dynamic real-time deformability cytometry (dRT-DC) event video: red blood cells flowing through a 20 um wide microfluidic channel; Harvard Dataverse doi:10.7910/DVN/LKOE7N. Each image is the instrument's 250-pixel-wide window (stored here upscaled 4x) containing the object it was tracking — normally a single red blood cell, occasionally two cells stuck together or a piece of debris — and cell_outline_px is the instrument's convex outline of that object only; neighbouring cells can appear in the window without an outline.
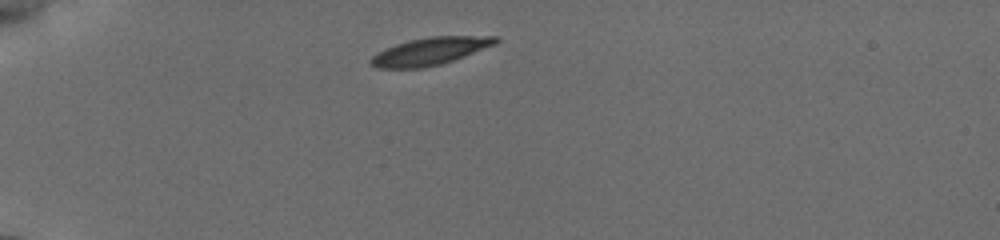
{"species": "common noctule bat (a hibernating species)", "species_latin": "Nyctalus noctula", "temperature_condition": "cold", "stored_images_in_passage": 6, "camera_frame_rate_fps": 3000, "um_per_image_px": 0.085, "animal": {"sex": "female", "body_mass_g": 19.5, "forearm_length_mm": 54.1}, "frame": {"image": 1, "passage_image": 1, "time_ms": 0.0, "image_size_px": [1000, 240], "cell_outline_px": [[500, 40], [496, 44], [464, 56], [440, 64], [424, 68], [376, 68], [368, 64], [368, 60], [376, 52], [384, 48], [408, 40], [428, 36], [500, 36]], "centroid_in_image_um": [36.51, 4.35], "position_along_channel_um": 48.5, "area_um2": 20.23}}
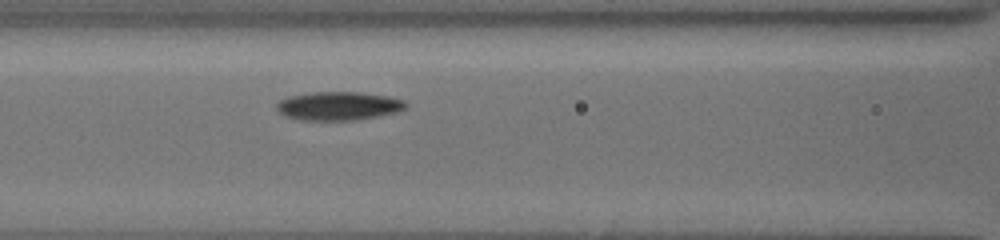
{"frame": {"image": 2, "passage_image": 4, "time_ms": 3.333, "image_size_px": [1000, 240], "cell_outline_px": [[408, 108], [396, 112], [356, 120], [300, 120], [284, 116], [276, 108], [276, 104], [280, 100], [288, 96], [312, 92], [360, 92], [388, 96], [404, 100], [408, 104]], "centroid_in_image_um": [28.78, 9.0], "position_along_channel_um": 137.8, "area_um2": 21.62}}
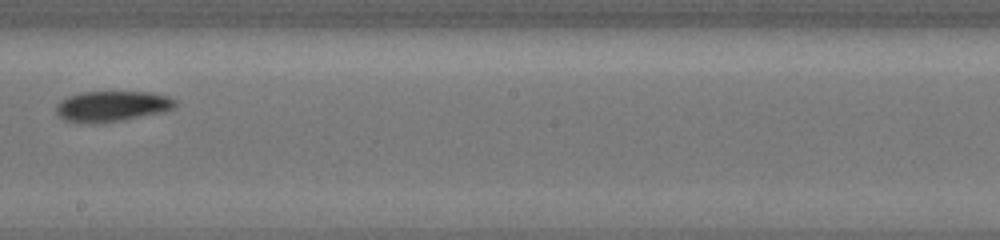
{"frame": {"image": 3, "passage_image": 6, "time_ms": 6.0, "image_size_px": [1000, 240], "cell_outline_px": [[176, 108], [164, 112], [120, 120], [92, 124], [84, 124], [64, 120], [56, 116], [56, 104], [60, 100], [68, 96], [80, 92], [152, 92], [168, 96], [176, 100]], "centroid_in_image_um": [9.49, 9.03], "position_along_channel_um": 238.7, "area_um2": 21.56}}